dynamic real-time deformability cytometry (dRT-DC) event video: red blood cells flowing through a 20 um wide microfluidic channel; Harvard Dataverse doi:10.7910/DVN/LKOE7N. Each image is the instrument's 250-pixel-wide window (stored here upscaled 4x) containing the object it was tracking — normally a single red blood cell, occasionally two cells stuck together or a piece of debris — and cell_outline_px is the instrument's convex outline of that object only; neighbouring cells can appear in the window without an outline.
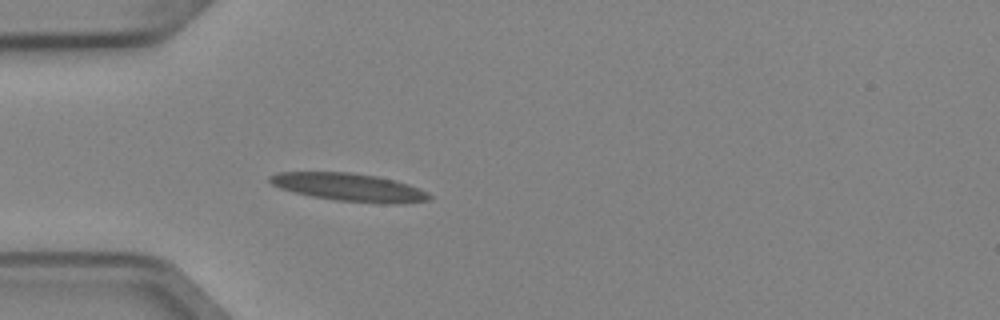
{"species": "Egyptian fruit bat (a non-hibernating species)", "species_latin": "Rousettus aegyptiacus", "temperature_condition": "cold", "stored_images_in_passage": 4, "camera_frame_rate_fps": 3000, "um_per_image_px": 0.085, "animal": {"sex": "female"}, "frame": {"image": 1, "passage_image": 4, "time_ms": 1.0, "image_size_px": [1000, 320], "cell_outline_px": [[432, 200], [400, 204], [384, 204], [336, 200], [312, 196], [280, 188], [272, 184], [268, 180], [268, 176], [276, 172], [348, 172], [376, 176], [408, 184], [420, 188], [428, 192], [432, 196]], "centroid_in_image_um": [29.72, 15.92], "position_along_channel_um": 55.3, "area_um2": 26.01}}